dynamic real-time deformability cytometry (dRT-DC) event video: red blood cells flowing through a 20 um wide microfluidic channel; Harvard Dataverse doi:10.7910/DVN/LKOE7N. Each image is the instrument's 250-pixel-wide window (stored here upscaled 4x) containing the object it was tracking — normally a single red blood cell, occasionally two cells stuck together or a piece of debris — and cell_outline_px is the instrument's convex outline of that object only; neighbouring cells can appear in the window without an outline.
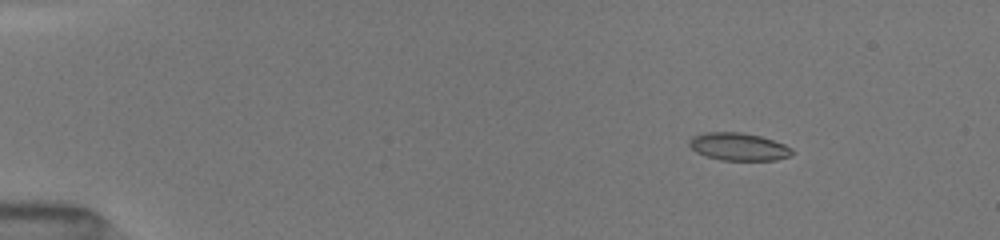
{"species": "common noctule bat (a hibernating species)", "species_latin": "Nyctalus noctula", "temperature_condition": "room temperature", "stored_images_in_passage": 57, "camera_frame_rate_fps": 3000, "um_per_image_px": 0.085, "animal": {"sex": "female", "body_mass_g": 19.5, "forearm_length_mm": 54.1}, "frame": {"image": 1, "passage_image": 5, "time_ms": 2.333, "image_size_px": [1000, 240], "cell_outline_px": [[792, 156], [776, 160], [720, 160], [696, 152], [688, 144], [688, 140], [692, 136], [704, 132], [740, 132], [760, 136], [784, 144], [792, 148]], "centroid_in_image_um": [62.77, 12.46], "position_along_channel_um": 22.2, "area_um2": 16.59}}
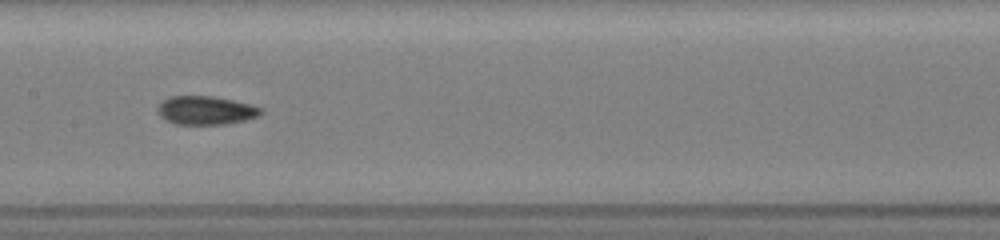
{"frame": {"image": 2, "passage_image": 23, "time_ms": 9.0, "image_size_px": [1000, 240], "cell_outline_px": [[264, 112], [260, 116], [244, 120], [224, 124], [176, 124], [160, 116], [156, 108], [168, 96], [212, 96], [252, 104], [260, 108]], "centroid_in_image_um": [17.51, 9.37], "position_along_channel_um": 189.9, "area_um2": 17.11}}
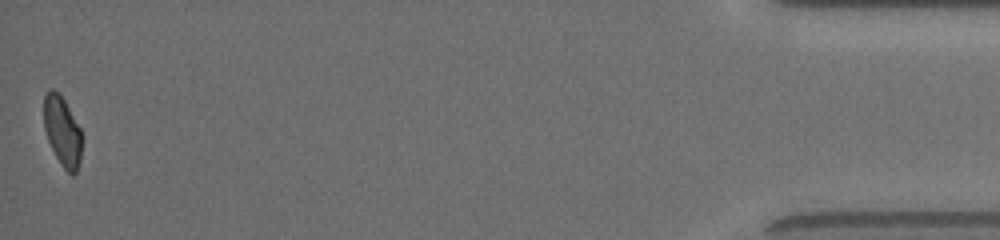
{"frame": {"image": 3, "passage_image": 57, "time_ms": 17.0, "image_size_px": [1000, 240], "cell_outline_px": [[80, 160], [76, 172], [72, 176], [64, 168], [56, 156], [48, 140], [44, 128], [44, 96], [48, 88], [52, 88], [64, 100], [80, 128]], "centroid_in_image_um": [5.27, 11.14], "position_along_channel_um": 429.9, "area_um2": 15.03}, "authors_computed_cell_mechanics": {"area_um2": 16.473, "velocity_mm_per_s": 4.0568, "shape_relaxation_time_tau1_ms": 6.2632, "shape_relaxation_time_tau2_ms": 1.631, "deformation_change_tau1": 0.1783, "deformation_change_tau2": 0.0731}}